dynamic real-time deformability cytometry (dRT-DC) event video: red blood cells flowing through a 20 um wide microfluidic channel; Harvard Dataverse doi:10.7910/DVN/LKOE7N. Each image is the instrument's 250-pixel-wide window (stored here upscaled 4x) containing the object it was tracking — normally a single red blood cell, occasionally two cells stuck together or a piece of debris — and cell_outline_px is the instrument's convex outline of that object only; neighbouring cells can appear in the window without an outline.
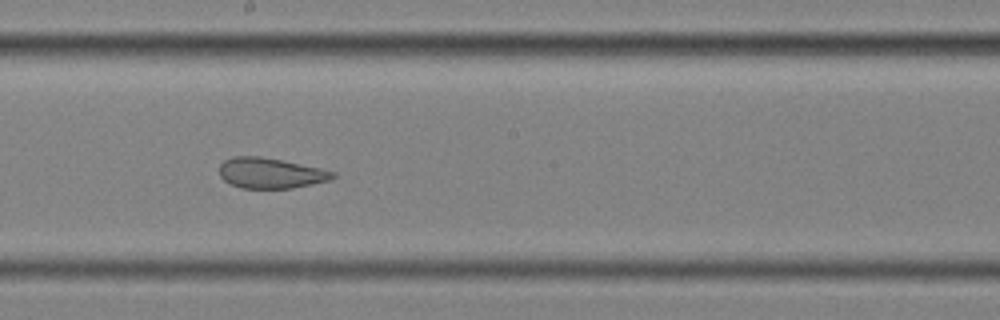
{"species": "common noctule bat (a hibernating species)", "species_latin": "Nyctalus noctula", "temperature_condition": "cold", "stored_images_in_passage": 15, "camera_frame_rate_fps": 3000, "um_per_image_px": 0.085, "animal": {"sex": "female", "body_mass_g": 25.1}, "frame": {"image": 1, "passage_image": 9, "time_ms": 2.667, "image_size_px": [1000, 320], "cell_outline_px": [[336, 176], [332, 180], [292, 188], [240, 188], [224, 180], [220, 176], [220, 164], [224, 160], [232, 156], [260, 156], [320, 168], [336, 172]], "centroid_in_image_um": [23.01, 14.71], "position_along_channel_um": 225.2, "area_um2": 20.11}}
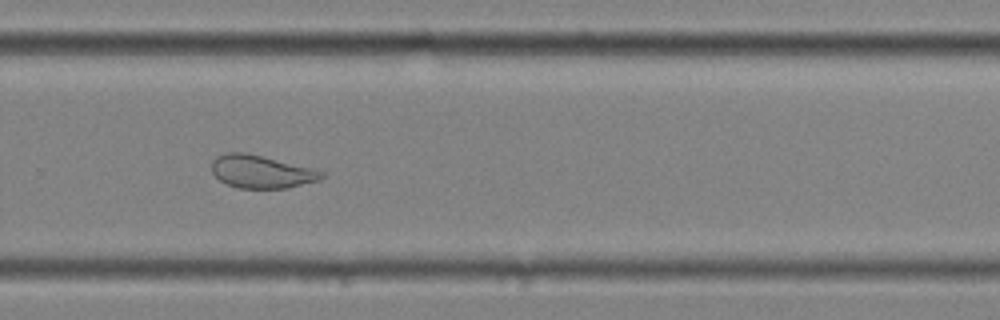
{"frame": {"image": 2, "passage_image": 11, "time_ms": 3.333, "image_size_px": [1000, 320], "cell_outline_px": [[324, 176], [320, 180], [288, 188], [236, 188], [220, 180], [212, 172], [212, 160], [216, 156], [224, 152], [244, 152], [312, 168], [324, 172]], "centroid_in_image_um": [22.19, 14.59], "position_along_channel_um": 307.6, "area_um2": 20.98}}
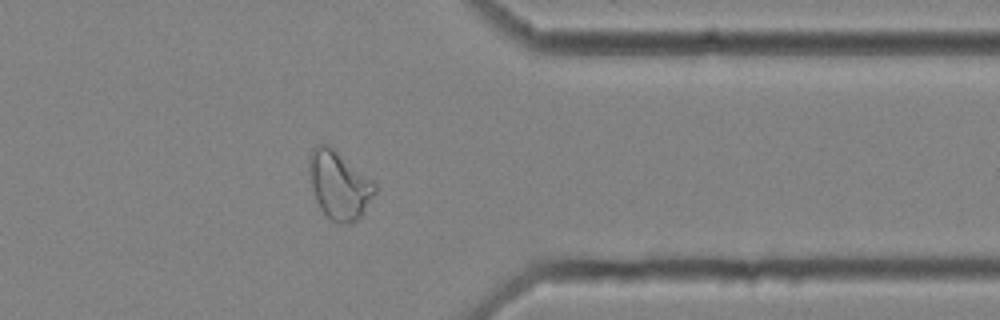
{"frame": {"image": 3, "passage_image": 13, "time_ms": 4.0, "image_size_px": [1000, 320], "cell_outline_px": [[376, 192], [360, 216], [352, 224], [340, 224], [332, 220], [320, 208], [316, 200], [312, 188], [308, 168], [308, 156], [312, 148], [316, 144], [328, 144], [372, 180], [376, 184]], "centroid_in_image_um": [28.79, 15.72], "position_along_channel_um": 382.6, "area_um2": 25.89}}